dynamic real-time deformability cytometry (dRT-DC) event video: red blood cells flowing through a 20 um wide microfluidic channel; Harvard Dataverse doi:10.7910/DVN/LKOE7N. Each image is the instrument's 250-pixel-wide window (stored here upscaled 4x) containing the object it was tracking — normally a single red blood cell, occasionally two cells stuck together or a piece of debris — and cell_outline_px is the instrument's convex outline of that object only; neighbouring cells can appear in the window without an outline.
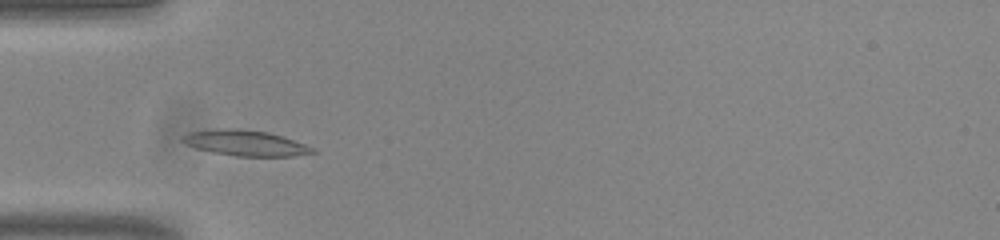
{"species": "common noctule bat (a hibernating species)", "species_latin": "Nyctalus noctula", "temperature_condition": "room temperature", "stored_images_in_passage": 45, "camera_frame_rate_fps": 3000, "um_per_image_px": 0.085, "animal": {"sex": "male", "body_mass_g": 20.0, "forearm_length_mm": 53.3}, "frame": {"image": 1, "passage_image": 8, "time_ms": 2.333, "image_size_px": [1000, 240], "cell_outline_px": [[316, 152], [292, 156], [236, 156], [212, 152], [196, 148], [184, 144], [180, 140], [180, 136], [188, 132], [212, 128], [240, 128], [268, 132], [284, 136], [316, 148]], "centroid_in_image_um": [20.81, 12.14], "position_along_channel_um": 64.2, "area_um2": 19.83}}
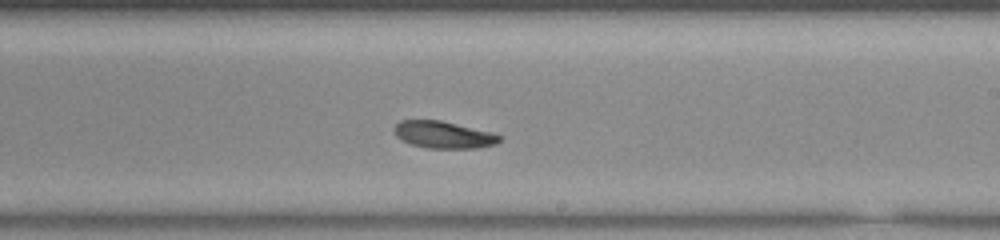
{"frame": {"image": 2, "passage_image": 23, "time_ms": 7.333, "image_size_px": [1000, 240], "cell_outline_px": [[504, 136], [496, 144], [476, 148], [428, 148], [412, 144], [396, 136], [392, 128], [400, 120], [440, 120], [492, 132]], "centroid_in_image_um": [37.72, 11.45], "position_along_channel_um": 251.3, "area_um2": 16.59}}
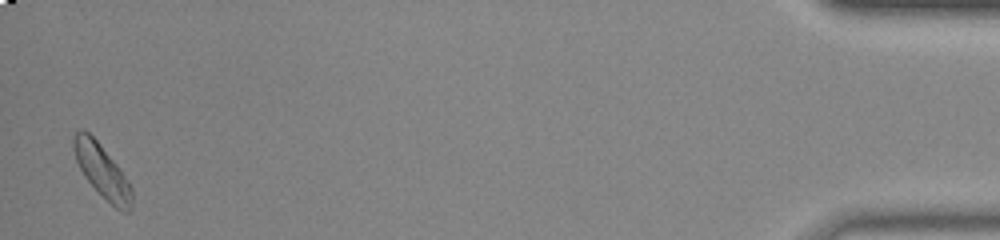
{"frame": {"image": 3, "passage_image": 44, "time_ms": 14.333, "image_size_px": [1000, 240], "cell_outline_px": [[132, 208], [128, 212], [124, 212], [116, 208], [84, 176], [76, 160], [72, 148], [72, 136], [76, 132], [88, 132], [100, 144], [116, 164], [128, 180], [132, 188]], "centroid_in_image_um": [8.68, 14.54], "position_along_channel_um": 426.5, "area_um2": 17.57}, "authors_computed_cell_mechanics": {"area_um2": 17.3978, "velocity_mm_per_s": 3.7743, "shape_relaxation_time_tau1_ms": 4.4808, "shape_relaxation_time_tau2_ms": null, "deformation_change_tau1": 0.1218, "deformation_change_tau2": null}}